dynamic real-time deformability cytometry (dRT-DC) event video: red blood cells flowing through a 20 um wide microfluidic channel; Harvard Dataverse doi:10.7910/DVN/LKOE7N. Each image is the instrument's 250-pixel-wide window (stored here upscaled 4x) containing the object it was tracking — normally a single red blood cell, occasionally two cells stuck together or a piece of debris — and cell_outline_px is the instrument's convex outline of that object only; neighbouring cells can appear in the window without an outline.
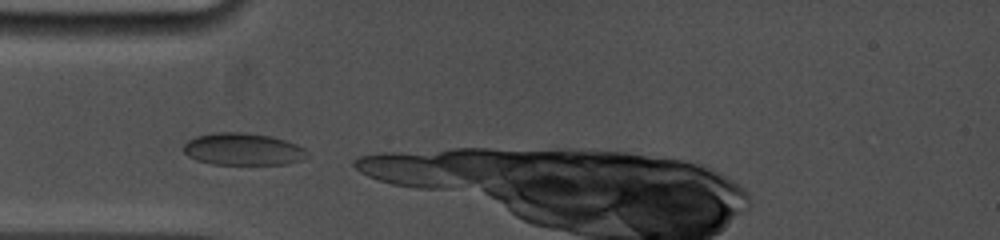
{"species": "common noctule bat (a hibernating species)", "species_latin": "Nyctalus noctula", "temperature_condition": "cold", "stored_images_in_passage": 3, "camera_frame_rate_fps": 5000, "um_per_image_px": 0.085, "animal": {"sex": "female", "body_mass_g": 19.0, "forearm_length_mm": 53.3}, "frame": {"image": 1, "passage_image": 1, "time_ms": 0.0, "image_size_px": [1000, 240], "cell_outline_px": [[308, 156], [304, 160], [284, 164], [212, 164], [196, 160], [188, 156], [184, 152], [184, 144], [188, 140], [196, 136], [212, 132], [244, 132], [268, 136], [284, 140], [296, 144], [304, 148], [308, 152]], "centroid_in_image_um": [20.65, 12.68], "position_along_channel_um": 64.4, "area_um2": 23.24}}